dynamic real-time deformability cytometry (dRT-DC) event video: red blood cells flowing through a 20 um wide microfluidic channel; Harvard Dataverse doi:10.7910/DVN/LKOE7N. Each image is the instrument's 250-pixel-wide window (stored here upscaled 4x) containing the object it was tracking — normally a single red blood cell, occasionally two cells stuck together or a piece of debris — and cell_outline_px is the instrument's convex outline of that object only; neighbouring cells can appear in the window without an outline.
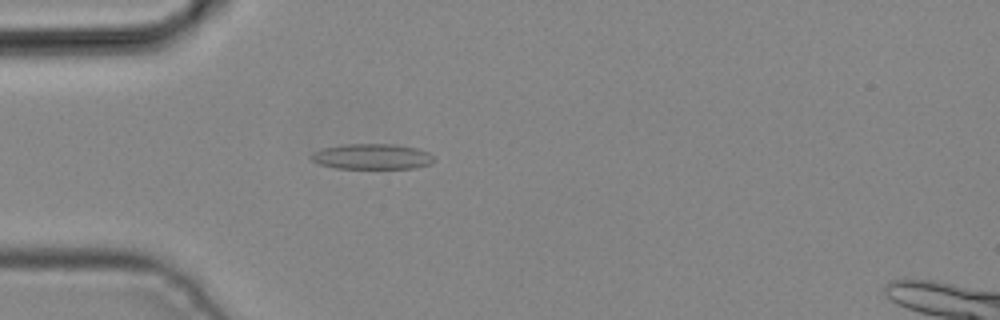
{"species": "common noctule bat (a hibernating species)", "species_latin": "Nyctalus noctula", "temperature_condition": "cold", "stored_images_in_passage": 3, "camera_frame_rate_fps": 3000, "um_per_image_px": 0.085, "animal": {"sex": "male", "body_mass_g": 19.2, "forearm_length_mm": 51.8}, "frame": {"image": 1, "passage_image": 3, "time_ms": 0.667, "image_size_px": [1000, 320], "cell_outline_px": [[432, 164], [416, 168], [336, 168], [320, 164], [312, 160], [312, 152], [324, 148], [348, 144], [392, 144], [416, 148], [428, 152], [432, 156]], "centroid_in_image_um": [31.64, 13.31], "position_along_channel_um": 53.4, "area_um2": 17.98}}